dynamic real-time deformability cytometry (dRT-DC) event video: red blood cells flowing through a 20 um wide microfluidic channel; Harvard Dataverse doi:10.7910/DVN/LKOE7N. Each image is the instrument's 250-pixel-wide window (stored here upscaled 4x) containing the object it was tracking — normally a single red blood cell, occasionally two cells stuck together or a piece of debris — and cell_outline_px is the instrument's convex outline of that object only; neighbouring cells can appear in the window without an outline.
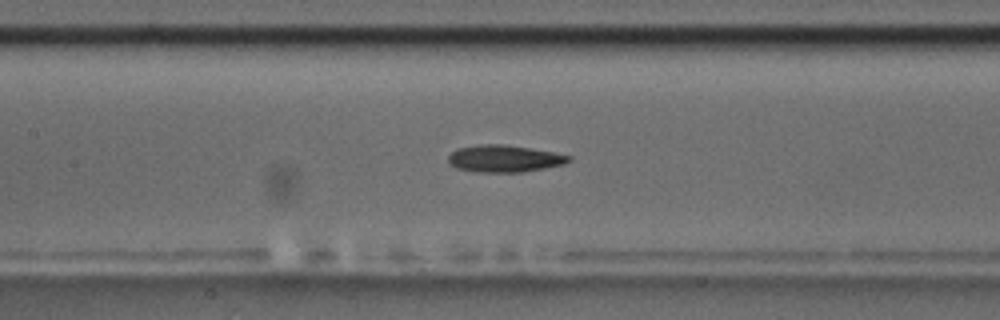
{"species": "common noctule bat (a hibernating species)", "species_latin": "Nyctalus noctula", "temperature_condition": "room temperature", "stored_images_in_passage": 24, "camera_frame_rate_fps": 3000, "um_per_image_px": 0.085, "animal": {"sex": "male", "body_mass_g": 17.5, "forearm_length_mm": 52.3}, "frame": {"image": 1, "passage_image": 8, "time_ms": 2.333, "image_size_px": [1000, 320], "cell_outline_px": [[564, 160], [552, 164], [528, 168], [472, 168], [456, 164], [452, 160], [452, 156], [460, 152], [476, 148], [516, 148], [564, 156]], "centroid_in_image_um": [42.88, 13.46], "position_along_channel_um": 164.5, "area_um2": 12.95}}
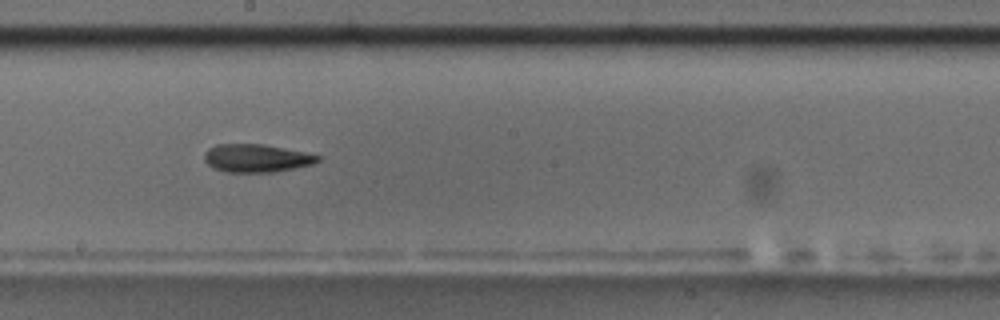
{"frame": {"image": 2, "passage_image": 13, "time_ms": 4.0, "image_size_px": [1000, 320], "cell_outline_px": [[316, 156], [312, 160], [300, 164], [276, 168], [228, 168], [216, 164], [212, 160], [212, 156], [252, 148], [268, 148]], "centroid_in_image_um": [22.17, 13.49], "position_along_channel_um": 226.0, "area_um2": 10.98}}
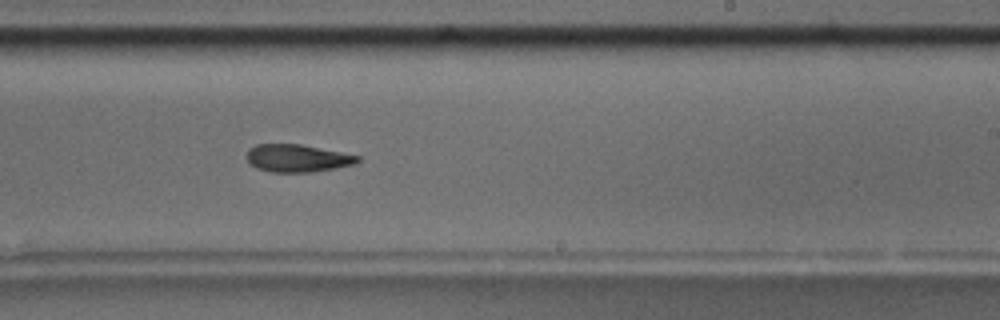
{"frame": {"image": 3, "passage_image": 16, "time_ms": 5.0, "image_size_px": [1000, 320], "cell_outline_px": [[356, 160], [340, 164], [320, 168], [268, 168], [256, 164], [252, 160], [252, 152], [256, 148], [280, 144], [308, 148], [352, 156]], "centroid_in_image_um": [25.22, 13.38], "position_along_channel_um": 263.8, "area_um2": 12.83}}